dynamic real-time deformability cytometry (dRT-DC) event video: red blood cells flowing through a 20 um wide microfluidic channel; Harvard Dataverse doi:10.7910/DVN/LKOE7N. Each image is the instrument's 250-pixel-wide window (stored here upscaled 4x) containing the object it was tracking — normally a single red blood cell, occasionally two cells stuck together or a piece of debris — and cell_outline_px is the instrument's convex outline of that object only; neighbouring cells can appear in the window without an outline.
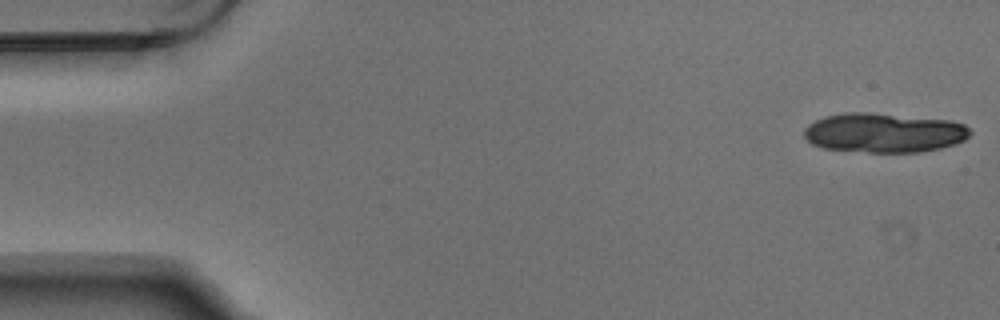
{"species": "Egyptian fruit bat (a non-hibernating species)", "species_latin": "Rousettus aegyptiacus", "temperature_condition": "warm", "stored_images_in_passage": 5, "camera_frame_rate_fps": 3000, "um_per_image_px": 0.085, "animal": {"sex": "male"}, "frame": {"image": 1, "passage_image": 1, "time_ms": 0.0, "image_size_px": [1000, 320], "cell_outline_px": [[972, 132], [964, 140], [940, 148], [920, 152], [868, 152], [824, 148], [812, 144], [804, 136], [804, 128], [808, 124], [824, 116], [848, 112], [868, 112], [948, 120], [964, 124]], "centroid_in_image_um": [75.11, 11.28], "position_along_channel_um": 9.9, "area_um2": 38.03}}
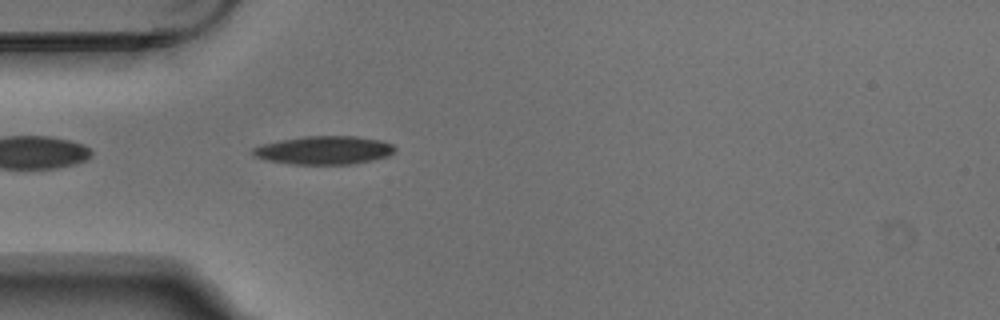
{"frame": {"image": 2, "passage_image": 5, "time_ms": 1.333, "image_size_px": [1000, 320], "cell_outline_px": [[396, 152], [388, 156], [372, 160], [352, 164], [288, 164], [264, 160], [252, 156], [252, 148], [260, 144], [280, 140], [304, 136], [356, 136], [380, 140], [392, 144], [396, 148]], "centroid_in_image_um": [27.51, 12.77], "position_along_channel_um": 57.5, "area_um2": 23.76}}